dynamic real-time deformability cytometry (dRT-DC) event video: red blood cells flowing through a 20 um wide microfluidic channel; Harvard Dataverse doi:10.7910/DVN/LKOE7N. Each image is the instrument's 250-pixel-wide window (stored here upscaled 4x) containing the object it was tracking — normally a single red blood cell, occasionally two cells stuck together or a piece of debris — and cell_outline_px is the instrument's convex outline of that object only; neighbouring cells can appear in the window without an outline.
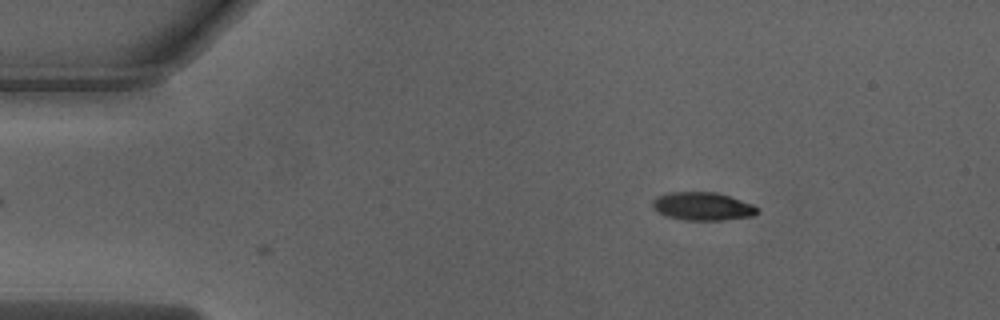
{"species": "Egyptian fruit bat (a non-hibernating species)", "species_latin": "Rousettus aegyptiacus", "temperature_condition": "warm", "stored_images_in_passage": 8, "camera_frame_rate_fps": 3000, "um_per_image_px": 0.085, "animal": {"sex": "male"}, "frame": {"image": 1, "passage_image": 8, "time_ms": 2.333, "image_size_px": [1000, 320], "cell_outline_px": [[760, 208], [752, 216], [724, 220], [684, 220], [664, 216], [652, 208], [652, 200], [656, 196], [668, 192], [716, 192], [752, 204]], "centroid_in_image_um": [59.66, 17.54], "position_along_channel_um": 25.3, "area_um2": 17.28}}